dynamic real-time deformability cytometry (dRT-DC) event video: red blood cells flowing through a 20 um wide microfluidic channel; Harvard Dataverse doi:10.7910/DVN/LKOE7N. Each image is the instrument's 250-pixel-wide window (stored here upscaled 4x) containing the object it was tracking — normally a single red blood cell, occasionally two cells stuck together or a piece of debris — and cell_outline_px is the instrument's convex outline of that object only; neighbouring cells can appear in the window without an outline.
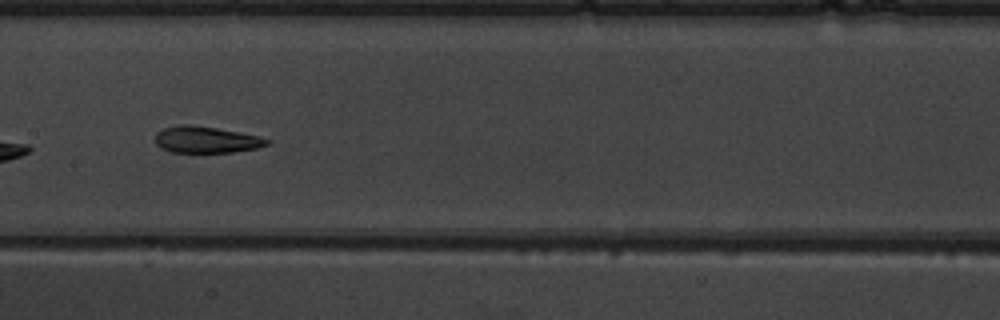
{"species": "common noctule bat (a hibernating species)", "species_latin": "Nyctalus noctula", "temperature_condition": "warm", "stored_images_in_passage": 8, "camera_frame_rate_fps": 3000, "um_per_image_px": 0.085, "animal": {"sex": "male", "body_mass_g": 19.5, "forearm_length_mm": 54.6}, "frame": {"image": 1, "passage_image": 6, "time_ms": 5.667, "image_size_px": [1000, 320], "cell_outline_px": [[272, 140], [268, 144], [256, 148], [232, 152], [172, 152], [160, 148], [156, 144], [156, 132], [164, 128], [180, 124], [192, 124], [216, 128], [260, 136]], "centroid_in_image_um": [17.51, 11.86], "position_along_channel_um": 189.9, "area_um2": 17.28}}
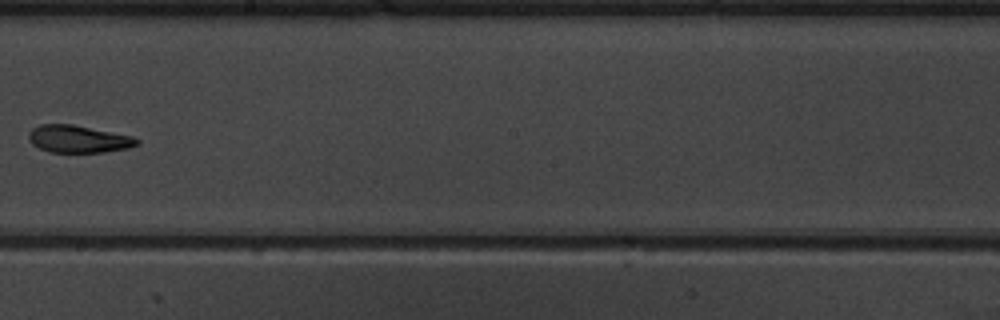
{"frame": {"image": 2, "passage_image": 7, "time_ms": 7.0, "image_size_px": [1000, 320], "cell_outline_px": [[140, 144], [128, 148], [104, 152], [48, 152], [32, 144], [28, 140], [28, 132], [32, 128], [40, 124], [72, 124], [132, 136], [140, 140]], "centroid_in_image_um": [6.64, 11.81], "position_along_channel_um": 241.6, "area_um2": 17.34}}
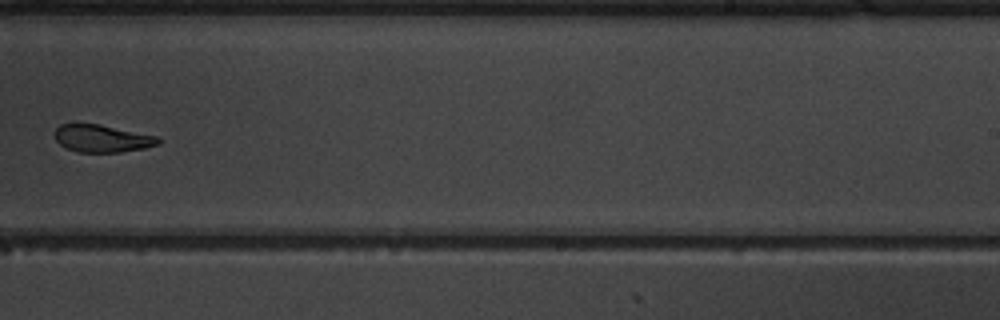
{"frame": {"image": 3, "passage_image": 8, "time_ms": 8.0, "image_size_px": [1000, 320], "cell_outline_px": [[160, 144], [144, 148], [120, 152], [80, 152], [68, 148], [60, 144], [56, 140], [56, 128], [60, 124], [76, 120], [100, 124], [156, 136], [160, 140]], "centroid_in_image_um": [8.62, 11.72], "position_along_channel_um": 280.4, "area_um2": 16.88}}